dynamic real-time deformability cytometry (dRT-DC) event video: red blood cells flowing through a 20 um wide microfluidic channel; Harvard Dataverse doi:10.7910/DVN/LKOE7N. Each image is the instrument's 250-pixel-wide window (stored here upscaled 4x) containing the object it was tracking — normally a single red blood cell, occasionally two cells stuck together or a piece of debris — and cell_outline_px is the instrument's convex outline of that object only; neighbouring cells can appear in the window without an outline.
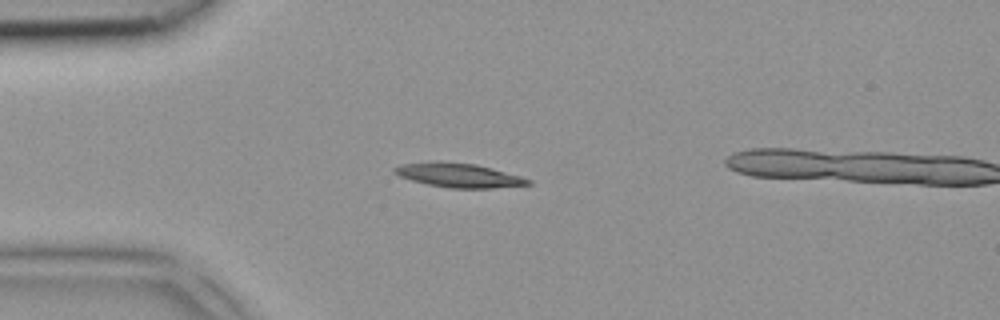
{"species": "common noctule bat (a hibernating species)", "species_latin": "Nyctalus noctula", "temperature_condition": "room temperature", "stored_images_in_passage": 3, "camera_frame_rate_fps": 3000, "um_per_image_px": 0.085, "animal": {"sex": "female", "body_mass_g": 18.4}, "frame": {"image": 1, "passage_image": 2, "time_ms": 0.333, "image_size_px": [1000, 320], "cell_outline_px": [[532, 184], [492, 188], [448, 188], [428, 184], [412, 180], [400, 176], [392, 172], [392, 168], [400, 164], [440, 160], [476, 164], [492, 168], [520, 176], [532, 180]], "centroid_in_image_um": [38.96, 14.88], "position_along_channel_um": 46.0, "area_um2": 18.96}}